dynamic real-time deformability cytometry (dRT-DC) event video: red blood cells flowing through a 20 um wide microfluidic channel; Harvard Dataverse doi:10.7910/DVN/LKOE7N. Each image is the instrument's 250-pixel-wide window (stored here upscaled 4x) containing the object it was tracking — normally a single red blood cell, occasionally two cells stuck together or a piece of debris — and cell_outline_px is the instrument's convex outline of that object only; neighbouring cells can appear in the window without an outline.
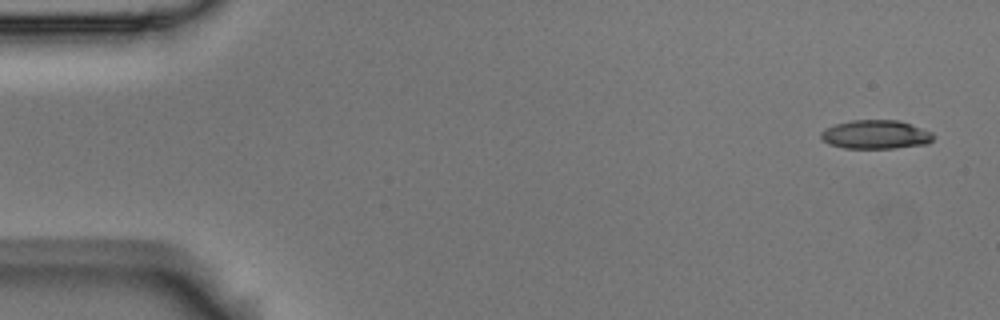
{"species": "Egyptian fruit bat (a non-hibernating species)", "species_latin": "Rousettus aegyptiacus", "temperature_condition": "room temperature", "stored_images_in_passage": 5, "camera_frame_rate_fps": 3000, "um_per_image_px": 0.085, "animal": {"sex": "male"}, "frame": {"image": 1, "passage_image": 1, "time_ms": 0.0, "image_size_px": [1000, 320], "cell_outline_px": [[936, 136], [928, 144], [896, 148], [844, 148], [828, 144], [820, 136], [820, 132], [824, 128], [836, 124], [852, 120], [900, 120], [932, 132]], "centroid_in_image_um": [74.45, 11.44], "position_along_channel_um": 10.6, "area_um2": 19.02}}
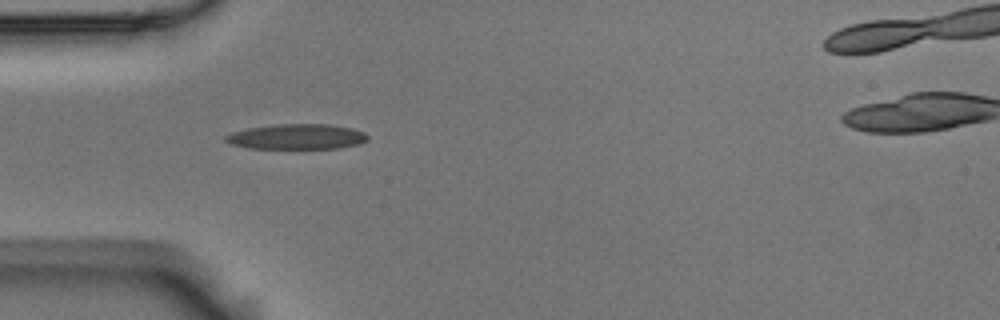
{"frame": {"image": 2, "passage_image": 4, "time_ms": 1.0, "image_size_px": [1000, 320], "cell_outline_px": [[368, 140], [360, 144], [336, 148], [248, 148], [232, 144], [224, 140], [224, 136], [232, 132], [248, 128], [276, 124], [328, 124], [352, 128], [364, 132], [368, 136]], "centroid_in_image_um": [25.24, 11.61], "position_along_channel_um": 59.8, "area_um2": 20.87}}
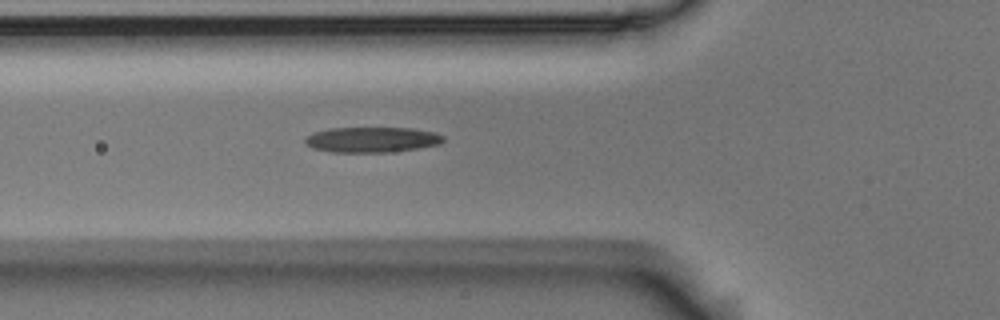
{"frame": {"image": 3, "passage_image": 5, "time_ms": 1.333, "image_size_px": [1000, 320], "cell_outline_px": [[444, 140], [440, 144], [416, 148], [388, 152], [332, 152], [312, 148], [304, 140], [312, 132], [328, 128], [412, 128], [432, 132], [444, 136]], "centroid_in_image_um": [31.59, 11.86], "position_along_channel_um": 94.2, "area_um2": 20.29}}